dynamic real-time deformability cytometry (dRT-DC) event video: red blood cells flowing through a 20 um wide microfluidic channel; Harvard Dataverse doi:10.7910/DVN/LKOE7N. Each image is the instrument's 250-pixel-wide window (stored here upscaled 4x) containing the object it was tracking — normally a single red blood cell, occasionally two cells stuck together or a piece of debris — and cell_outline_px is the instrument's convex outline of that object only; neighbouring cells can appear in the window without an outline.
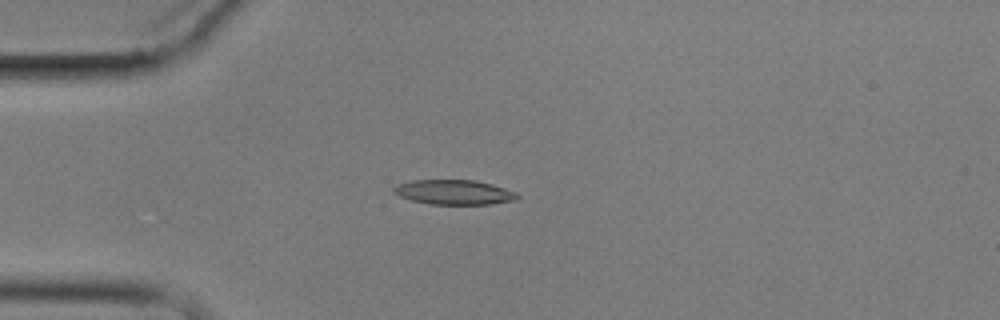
{"species": "common noctule bat (a hibernating species)", "species_latin": "Nyctalus noctula", "temperature_condition": "cold", "stored_images_in_passage": 7, "camera_frame_rate_fps": 3000, "um_per_image_px": 0.085, "animal": {"sex": "male", "body_mass_g": 17.9}, "frame": {"image": 1, "passage_image": 4, "time_ms": 4.667, "image_size_px": [1000, 320], "cell_outline_px": [[520, 196], [516, 200], [492, 204], [428, 204], [412, 200], [400, 196], [392, 192], [392, 188], [396, 184], [412, 180], [476, 180], [492, 184], [516, 192]], "centroid_in_image_um": [38.59, 16.33], "position_along_channel_um": 46.4, "area_um2": 17.92}}
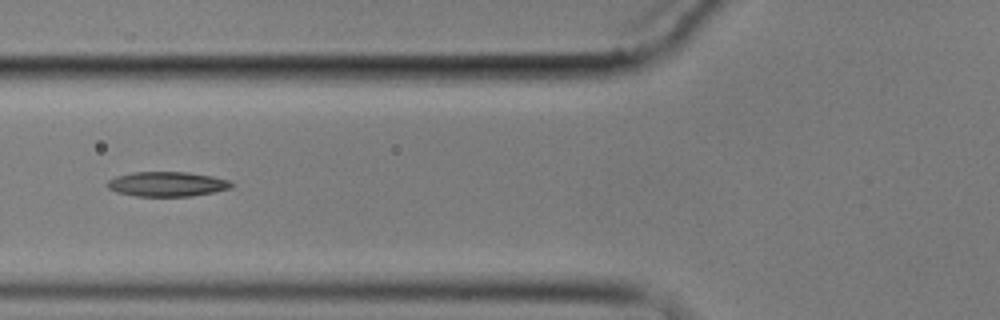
{"frame": {"image": 2, "passage_image": 6, "time_ms": 7.0, "image_size_px": [1000, 320], "cell_outline_px": [[232, 188], [192, 196], [136, 196], [116, 192], [108, 188], [104, 184], [108, 180], [116, 176], [132, 172], [188, 172], [212, 176], [228, 180], [232, 184]], "centroid_in_image_um": [14.15, 15.64], "position_along_channel_um": 111.6, "area_um2": 17.92}}
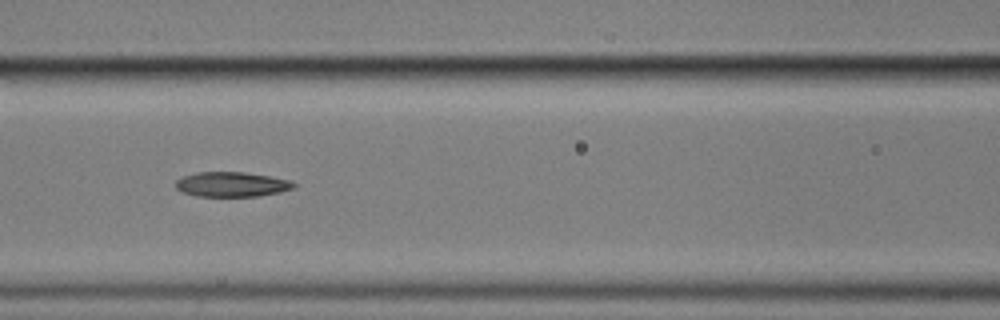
{"frame": {"image": 3, "passage_image": 7, "time_ms": 8.0, "image_size_px": [1000, 320], "cell_outline_px": [[296, 188], [280, 192], [260, 196], [196, 196], [184, 192], [176, 188], [176, 180], [184, 176], [196, 172], [244, 172], [268, 176], [288, 180], [296, 184]], "centroid_in_image_um": [19.71, 15.67], "position_along_channel_um": 146.9, "area_um2": 16.99}}